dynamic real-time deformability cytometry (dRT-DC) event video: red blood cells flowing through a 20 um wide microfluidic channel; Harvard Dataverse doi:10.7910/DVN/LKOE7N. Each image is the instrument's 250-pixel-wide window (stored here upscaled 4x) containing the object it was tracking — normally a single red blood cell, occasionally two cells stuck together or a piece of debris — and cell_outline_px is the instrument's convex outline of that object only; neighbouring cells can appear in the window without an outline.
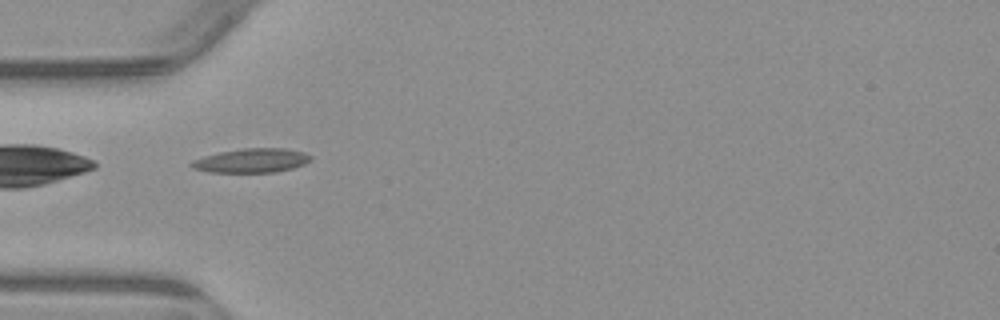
{"species": "common noctule bat (a hibernating species)", "species_latin": "Nyctalus noctula", "temperature_condition": "warm", "stored_images_in_passage": 1, "camera_frame_rate_fps": 3000, "um_per_image_px": 0.085, "animal": {"sex": "male", "body_mass_g": 23.1, "forearm_length_mm": 52.7}, "frame": {"image": 1, "passage_image": 1, "time_ms": 0.0, "image_size_px": [1000, 320], "cell_outline_px": [[312, 160], [304, 164], [292, 168], [276, 172], [208, 172], [192, 168], [188, 164], [192, 160], [204, 156], [220, 152], [244, 148], [284, 148], [304, 152], [312, 156]], "centroid_in_image_um": [21.38, 13.65], "position_along_channel_um": 63.6, "area_um2": 16.82}}